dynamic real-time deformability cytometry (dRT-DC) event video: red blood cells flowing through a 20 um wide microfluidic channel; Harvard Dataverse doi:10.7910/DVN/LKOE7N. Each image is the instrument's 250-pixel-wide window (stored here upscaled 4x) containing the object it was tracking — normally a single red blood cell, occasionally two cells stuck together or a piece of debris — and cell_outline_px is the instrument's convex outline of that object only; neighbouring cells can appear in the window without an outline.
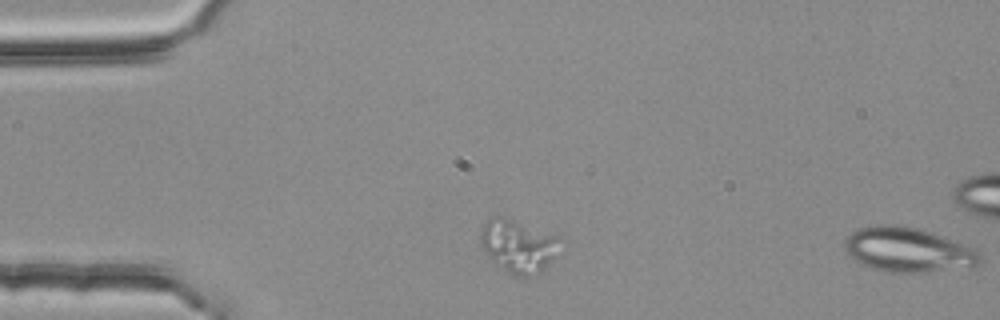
{"species": "common noctule bat (a hibernating species)", "species_latin": "Nyctalus noctula", "temperature_condition": "room temperature", "stored_images_in_passage": 4, "segment_of_instrument_passage": [2, 2], "camera_frame_rate_fps": 3000, "um_per_image_px": 0.085, "animal": {"sex": "female", "body_mass_g": 25.1}, "frame": {"image": 1, "passage_image": 4, "time_ms": 1.0, "image_size_px": [1000, 320], "cell_outline_px": [[980, 264], [972, 268], [928, 272], [884, 272], [872, 268], [852, 260], [844, 248], [844, 240], [852, 232], [860, 228], [876, 224], [900, 224], [916, 228], [940, 236], [972, 248], [980, 252]], "centroid_in_image_um": [77.15, 21.25], "position_along_channel_um": 7.9, "area_um2": 35.26}}